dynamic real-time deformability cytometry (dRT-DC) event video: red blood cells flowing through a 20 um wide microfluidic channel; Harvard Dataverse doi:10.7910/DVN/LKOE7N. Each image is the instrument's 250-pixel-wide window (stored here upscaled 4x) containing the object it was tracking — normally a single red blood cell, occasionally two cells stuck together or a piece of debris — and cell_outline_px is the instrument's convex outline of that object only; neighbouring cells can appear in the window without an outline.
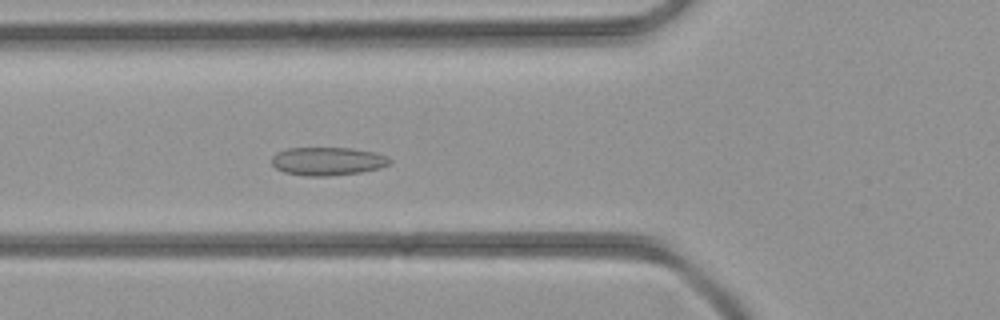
{"species": "common noctule bat (a hibernating species)", "species_latin": "Nyctalus noctula", "temperature_condition": "room temperature", "stored_images_in_passage": 41, "camera_frame_rate_fps": 3000, "um_per_image_px": 0.085, "animal": {"sex": "female", "body_mass_g": 21.9}, "frame": {"image": 1, "passage_image": 14, "time_ms": 4.333, "image_size_px": [1000, 320], "cell_outline_px": [[392, 160], [388, 164], [380, 168], [360, 172], [328, 176], [304, 176], [284, 172], [276, 168], [272, 164], [272, 156], [276, 152], [288, 148], [352, 148], [376, 152], [388, 156]], "centroid_in_image_um": [27.85, 13.7], "position_along_channel_um": 98.0, "area_um2": 19.54}}
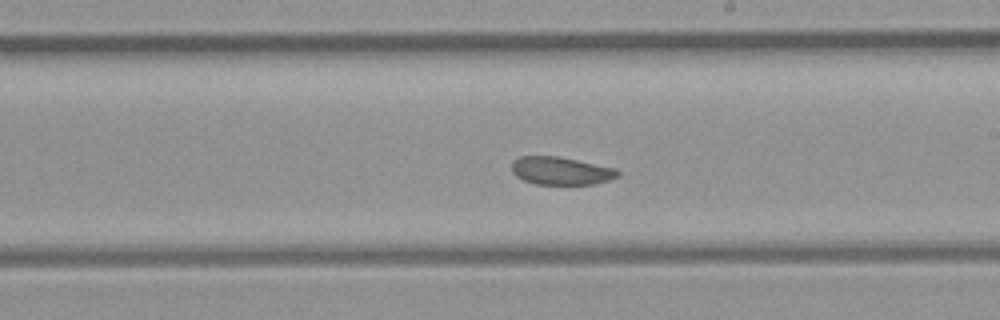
{"frame": {"image": 2, "passage_image": 23, "time_ms": 7.333, "image_size_px": [1000, 320], "cell_outline_px": [[620, 176], [596, 184], [536, 184], [524, 180], [516, 176], [512, 172], [512, 160], [520, 156], [556, 156], [616, 168], [620, 172]], "centroid_in_image_um": [47.68, 14.52], "position_along_channel_um": 241.3, "area_um2": 17.22}}
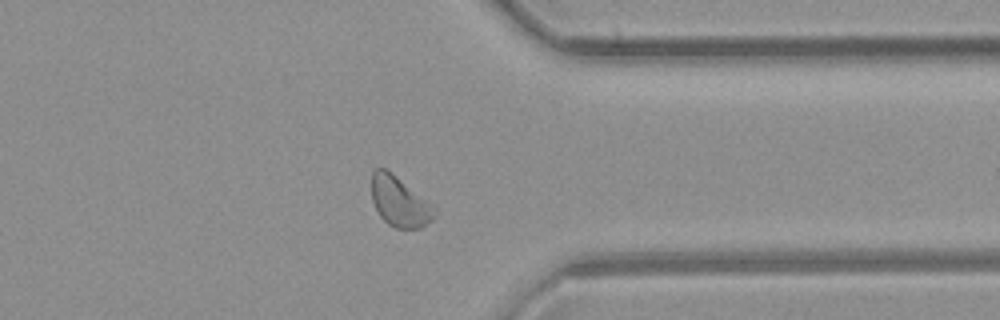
{"frame": {"image": 3, "passage_image": 32, "time_ms": 10.333, "image_size_px": [1000, 320], "cell_outline_px": [[436, 216], [432, 220], [420, 228], [396, 228], [388, 224], [380, 216], [372, 200], [372, 172], [376, 168], [384, 168], [424, 200]], "centroid_in_image_um": [33.88, 17.18], "position_along_channel_um": 377.5, "area_um2": 17.22}}